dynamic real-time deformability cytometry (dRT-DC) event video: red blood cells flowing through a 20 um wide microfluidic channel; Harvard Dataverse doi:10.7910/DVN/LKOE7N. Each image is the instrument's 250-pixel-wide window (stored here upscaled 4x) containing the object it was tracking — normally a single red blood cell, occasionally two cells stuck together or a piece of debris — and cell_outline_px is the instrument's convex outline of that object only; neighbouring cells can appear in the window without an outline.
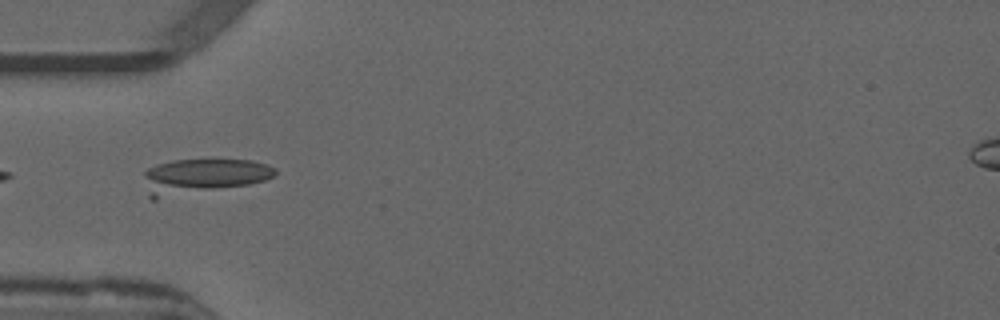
{"species": "common noctule bat (a hibernating species)", "species_latin": "Nyctalus noctula", "temperature_condition": "warm", "stored_images_in_passage": 44, "camera_frame_rate_fps": 3000, "um_per_image_px": 0.085, "animal": {"sex": "male", "forearm_length_mm": 52.5}, "frame": {"image": 1, "passage_image": 8, "time_ms": 2.333, "image_size_px": [1000, 320], "cell_outline_px": [[276, 172], [272, 176], [264, 180], [248, 184], [156, 200], [152, 200], [148, 196], [144, 176], [144, 172], [148, 168], [156, 164], [172, 160], [212, 156], [252, 160], [268, 164], [276, 168]], "centroid_in_image_um": [17.21, 14.93], "position_along_channel_um": 67.8, "area_um2": 27.98}}
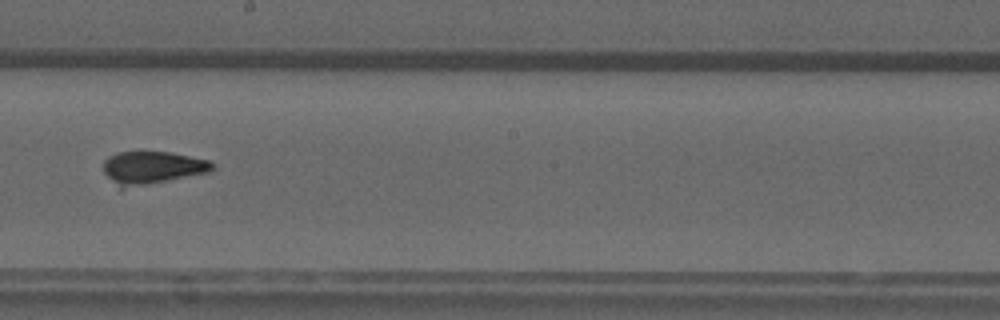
{"frame": {"image": 2, "passage_image": 21, "time_ms": 6.667, "image_size_px": [1000, 320], "cell_outline_px": [[216, 168], [208, 172], [124, 188], [120, 188], [104, 172], [104, 160], [108, 156], [116, 152], [172, 152], [208, 160], [216, 164]], "centroid_in_image_um": [12.95, 14.22], "position_along_channel_um": 235.3, "area_um2": 20.4}}
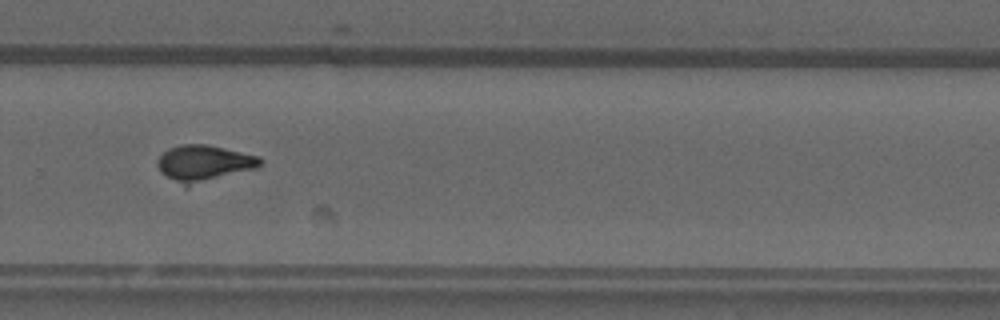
{"frame": {"image": 3, "passage_image": 27, "time_ms": 8.667, "image_size_px": [1000, 320], "cell_outline_px": [[264, 160], [256, 168], [188, 188], [184, 188], [160, 172], [156, 164], [156, 160], [168, 148], [180, 144], [204, 144], [224, 148], [260, 156]], "centroid_in_image_um": [17.3, 13.91], "position_along_channel_um": 312.5, "area_um2": 22.25}, "authors_computed_cell_mechanics": {"area_um2": 21.7039, "velocity_mm_per_s": 3.87, "shape_relaxation_time_tau1_ms": 3.1259, "shape_relaxation_time_tau2_ms": null, "deformation_change_tau1": 0.139, "deformation_change_tau2": null}}